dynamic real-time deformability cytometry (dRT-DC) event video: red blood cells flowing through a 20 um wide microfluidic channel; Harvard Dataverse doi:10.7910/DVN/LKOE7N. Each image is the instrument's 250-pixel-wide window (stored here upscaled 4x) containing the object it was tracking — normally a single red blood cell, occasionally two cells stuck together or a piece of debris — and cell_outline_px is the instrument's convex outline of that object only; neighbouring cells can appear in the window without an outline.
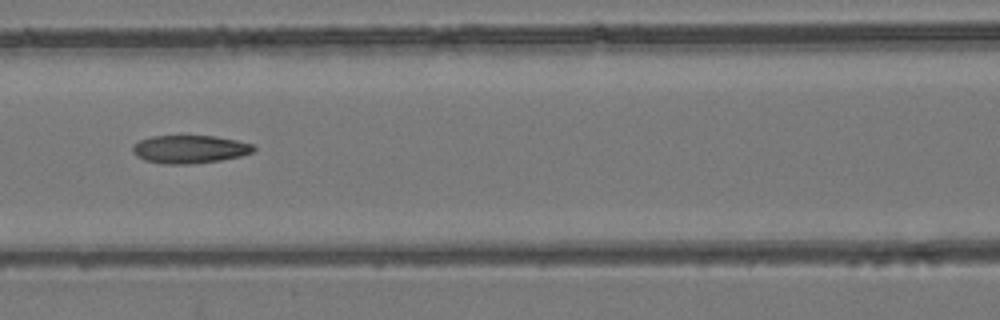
{"species": "common noctule bat (a hibernating species)", "species_latin": "Nyctalus noctula", "temperature_condition": "room temperature", "stored_images_in_passage": 7, "camera_frame_rate_fps": 3000, "um_per_image_px": 0.085, "animal": {"sex": "female", "body_mass_g": 24.6, "forearm_length_mm": 56.2}, "frame": {"image": 1, "passage_image": 7, "time_ms": 7.667, "image_size_px": [1000, 320], "cell_outline_px": [[256, 148], [252, 152], [240, 156], [220, 160], [188, 164], [164, 164], [144, 160], [136, 156], [132, 152], [132, 144], [140, 140], [152, 136], [216, 136], [236, 140], [252, 144]], "centroid_in_image_um": [16.09, 12.68], "position_along_channel_um": 150.5, "area_um2": 19.77}}